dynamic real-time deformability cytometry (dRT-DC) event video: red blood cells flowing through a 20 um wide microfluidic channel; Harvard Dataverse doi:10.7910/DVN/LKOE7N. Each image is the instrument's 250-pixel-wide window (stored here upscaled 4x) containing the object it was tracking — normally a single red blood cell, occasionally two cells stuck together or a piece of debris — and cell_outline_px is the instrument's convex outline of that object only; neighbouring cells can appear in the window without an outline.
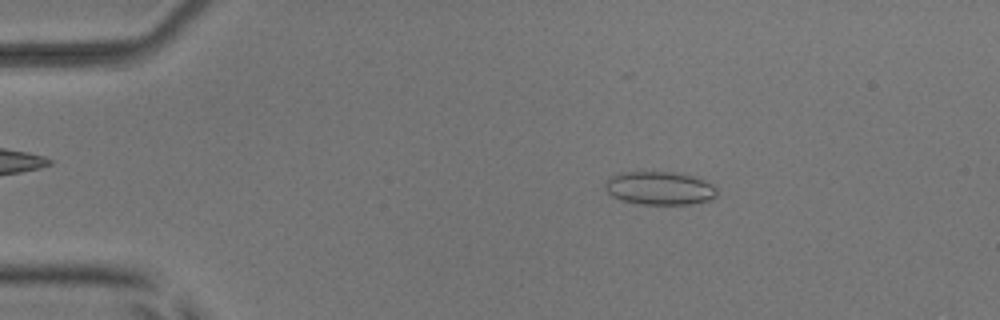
{"species": "common noctule bat (a hibernating species)", "species_latin": "Nyctalus noctula", "temperature_condition": "room temperature", "stored_images_in_passage": 51, "camera_frame_rate_fps": 3000, "um_per_image_px": 0.085, "animal": {"sex": "male", "body_mass_g": 17.9, "forearm_length_mm": 54.2}, "frame": {"image": 1, "passage_image": 9, "time_ms": 2.667, "image_size_px": [1000, 320], "cell_outline_px": [[716, 196], [708, 200], [692, 204], [640, 204], [620, 200], [612, 196], [604, 188], [604, 184], [608, 176], [620, 172], [676, 172], [696, 176], [712, 184], [716, 188]], "centroid_in_image_um": [56.03, 15.98], "position_along_channel_um": 29.0, "area_um2": 21.96}}
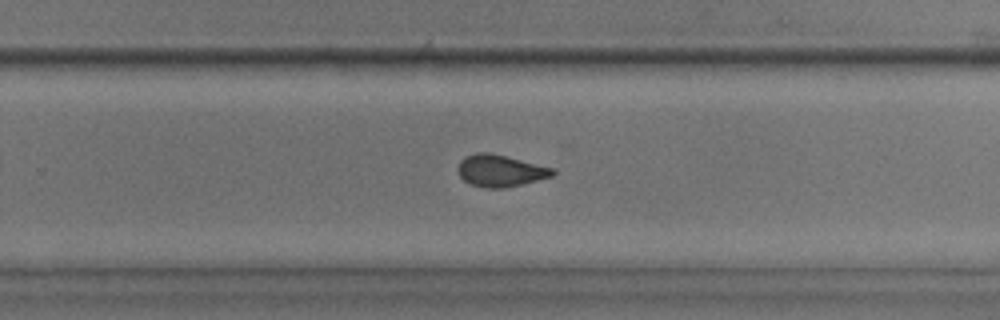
{"frame": {"image": 2, "passage_image": 34, "time_ms": 11.0, "image_size_px": [1000, 320], "cell_outline_px": [[556, 172], [552, 176], [504, 188], [484, 188], [472, 184], [464, 180], [460, 176], [456, 168], [460, 160], [464, 156], [476, 152], [488, 152], [552, 168]], "centroid_in_image_um": [42.45, 14.5], "position_along_channel_um": 287.3, "area_um2": 17.34}}
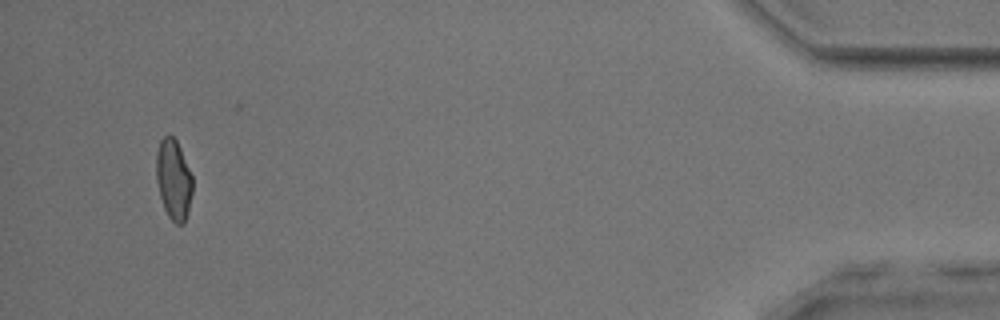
{"frame": {"image": 3, "passage_image": 50, "time_ms": 16.333, "image_size_px": [1000, 320], "cell_outline_px": [[192, 192], [188, 212], [184, 224], [176, 224], [168, 216], [164, 208], [160, 196], [156, 180], [156, 152], [160, 140], [164, 136], [172, 136], [176, 140], [180, 148], [192, 176]], "centroid_in_image_um": [14.74, 15.27], "position_along_channel_um": 420.5, "area_um2": 16.94}}